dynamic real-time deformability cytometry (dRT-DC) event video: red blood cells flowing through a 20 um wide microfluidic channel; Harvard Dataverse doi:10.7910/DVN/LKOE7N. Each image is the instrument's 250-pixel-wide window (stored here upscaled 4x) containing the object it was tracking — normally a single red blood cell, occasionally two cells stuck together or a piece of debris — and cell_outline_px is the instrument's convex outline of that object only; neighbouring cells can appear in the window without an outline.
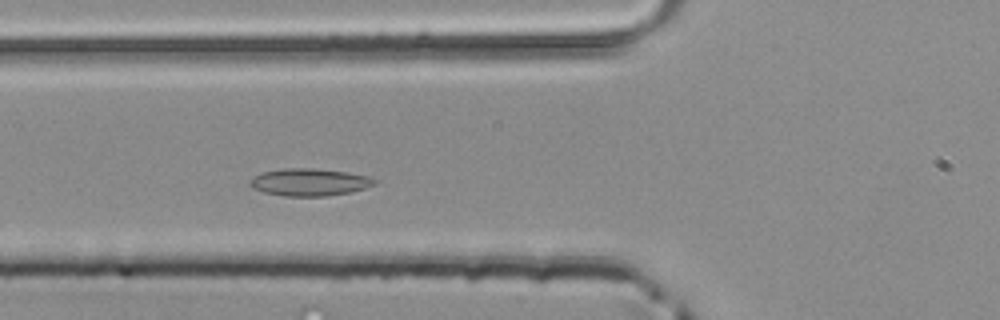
{"species": "common noctule bat (a hibernating species)", "species_latin": "Nyctalus noctula", "temperature_condition": "room temperature", "stored_images_in_passage": 35, "camera_frame_rate_fps": 3000, "um_per_image_px": 0.085, "animal": {"sex": "male", "body_mass_g": 20.4}, "frame": {"image": 1, "passage_image": 11, "time_ms": 3.333, "image_size_px": [1000, 320], "cell_outline_px": [[380, 180], [376, 184], [364, 188], [348, 192], [324, 196], [284, 196], [264, 192], [252, 188], [248, 184], [248, 180], [264, 172], [284, 168], [316, 168], [344, 172], [368, 176]], "centroid_in_image_um": [26.3, 15.48], "position_along_channel_um": 99.5, "area_um2": 19.77}}
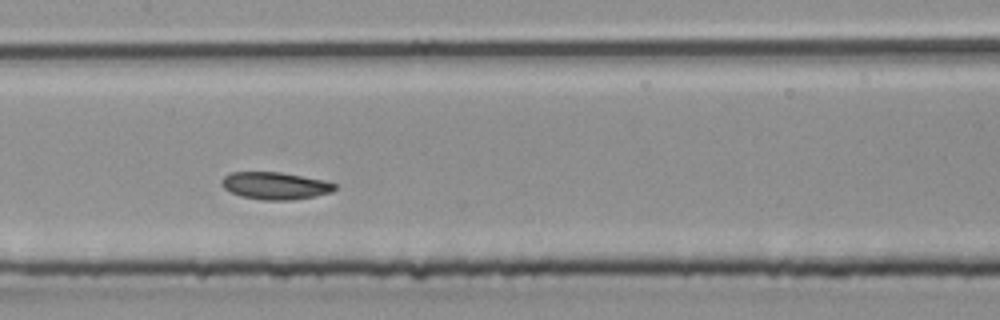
{"frame": {"image": 2, "passage_image": 17, "time_ms": 5.333, "image_size_px": [1000, 320], "cell_outline_px": [[336, 188], [332, 192], [316, 196], [292, 200], [264, 200], [240, 196], [224, 188], [220, 184], [220, 180], [228, 172], [280, 172], [324, 180], [336, 184]], "centroid_in_image_um": [23.37, 15.78], "position_along_channel_um": 184.0, "area_um2": 18.09}}
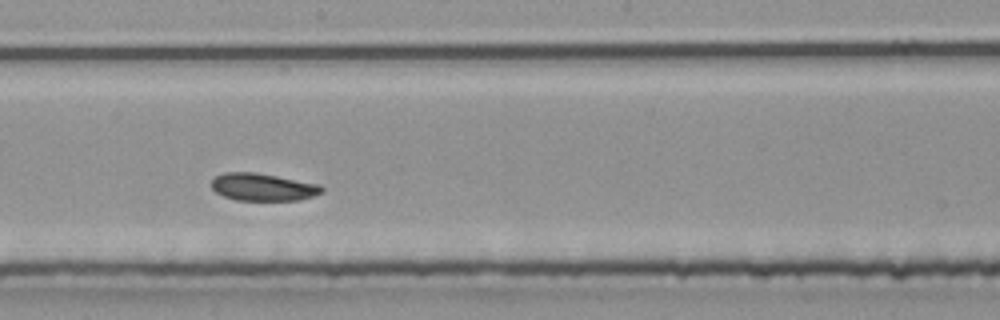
{"frame": {"image": 3, "passage_image": 20, "time_ms": 6.333, "image_size_px": [1000, 320], "cell_outline_px": [[324, 192], [312, 196], [296, 200], [236, 200], [224, 196], [216, 192], [212, 188], [212, 180], [216, 176], [224, 172], [256, 172], [320, 184], [324, 188]], "centroid_in_image_um": [22.36, 15.89], "position_along_channel_um": 225.8, "area_um2": 17.63}}